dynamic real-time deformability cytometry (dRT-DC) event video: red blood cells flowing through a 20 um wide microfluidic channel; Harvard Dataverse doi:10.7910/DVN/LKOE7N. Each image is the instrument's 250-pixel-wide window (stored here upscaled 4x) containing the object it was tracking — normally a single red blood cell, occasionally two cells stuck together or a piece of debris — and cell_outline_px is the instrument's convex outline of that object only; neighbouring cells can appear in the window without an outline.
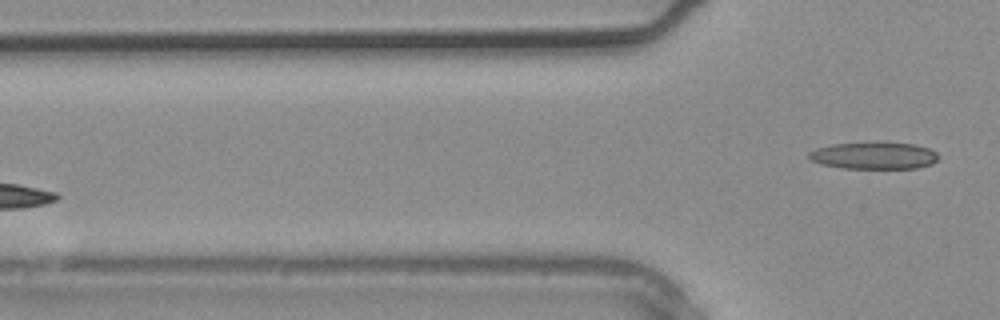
{"species": "common noctule bat (a hibernating species)", "species_latin": "Nyctalus noctula", "temperature_condition": "warm", "stored_images_in_passage": 3, "segment_of_instrument_passage": [2, 2], "camera_frame_rate_fps": 3000, "um_per_image_px": 0.085, "animal": {"sex": "male", "body_mass_g": 20.4}, "frame": {"image": 1, "passage_image": 3, "time_ms": 0.667, "image_size_px": [1000, 320], "cell_outline_px": [[940, 156], [932, 164], [916, 168], [844, 168], [820, 164], [812, 160], [808, 156], [808, 152], [816, 148], [832, 144], [916, 144], [928, 148], [936, 152]], "centroid_in_image_um": [74.29, 13.25], "position_along_channel_um": 51.5, "area_um2": 19.83}}